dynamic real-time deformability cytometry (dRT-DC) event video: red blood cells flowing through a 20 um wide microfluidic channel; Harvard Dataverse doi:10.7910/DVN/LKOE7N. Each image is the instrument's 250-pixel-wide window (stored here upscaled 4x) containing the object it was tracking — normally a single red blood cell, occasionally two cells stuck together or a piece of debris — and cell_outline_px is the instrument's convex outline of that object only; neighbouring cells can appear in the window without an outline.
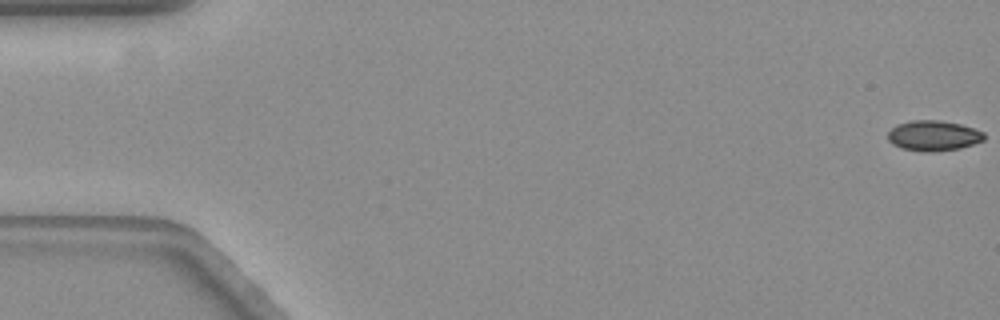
{"species": "common noctule bat (a hibernating species)", "species_latin": "Nyctalus noctula", "temperature_condition": "warm", "stored_images_in_passage": 11, "camera_frame_rate_fps": 3000, "um_per_image_px": 0.085, "animal": {"sex": "female", "body_mass_g": 19.3, "forearm_length_mm": 54.1}, "frame": {"image": 1, "passage_image": 1, "time_ms": 0.0, "image_size_px": [1000, 320], "cell_outline_px": [[984, 140], [960, 148], [936, 152], [920, 152], [900, 148], [892, 144], [888, 140], [888, 132], [896, 124], [912, 120], [936, 120], [960, 124], [984, 132]], "centroid_in_image_um": [79.3, 11.54], "position_along_channel_um": 5.7, "area_um2": 17.11}}